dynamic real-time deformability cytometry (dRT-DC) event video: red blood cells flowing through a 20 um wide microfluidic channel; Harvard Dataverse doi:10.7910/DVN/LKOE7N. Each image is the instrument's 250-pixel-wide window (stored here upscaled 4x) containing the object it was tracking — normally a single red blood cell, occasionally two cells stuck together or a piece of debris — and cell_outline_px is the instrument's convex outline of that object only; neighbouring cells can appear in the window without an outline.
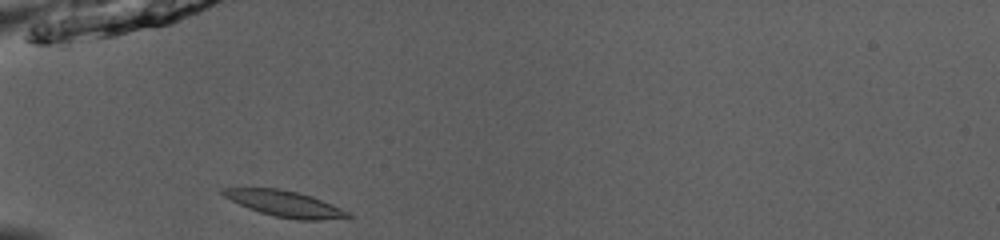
{"species": "common noctule bat (a hibernating species)", "species_latin": "Nyctalus noctula", "temperature_condition": "room temperature", "stored_images_in_passage": 35, "camera_frame_rate_fps": 3000, "um_per_image_px": 0.085, "animal": {"sex": "male", "body_mass_g": 13.0, "forearm_length_mm": 53.1}, "frame": {"image": 1, "passage_image": 1, "time_ms": 0.0, "image_size_px": [1000, 240], "cell_outline_px": [[356, 216], [320, 220], [300, 220], [272, 216], [248, 208], [224, 196], [220, 192], [220, 188], [280, 188], [312, 196], [340, 208]], "centroid_in_image_um": [24.2, 17.32], "position_along_channel_um": 60.8, "area_um2": 18.73}}
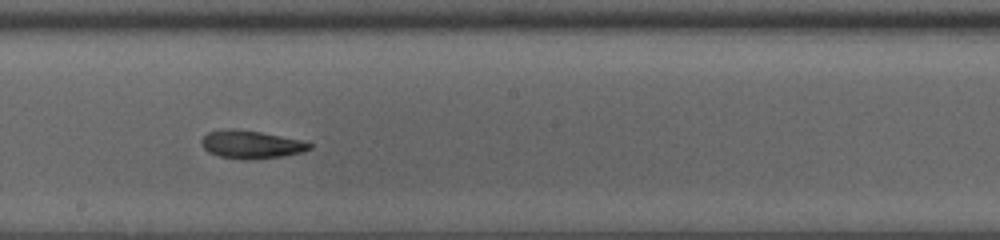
{"frame": {"image": 2, "passage_image": 14, "time_ms": 4.333, "image_size_px": [1000, 240], "cell_outline_px": [[312, 148], [304, 152], [284, 156], [248, 160], [244, 160], [220, 156], [208, 152], [204, 148], [200, 140], [208, 132], [228, 128], [232, 128], [260, 132], [300, 140], [312, 144]], "centroid_in_image_um": [21.34, 12.29], "position_along_channel_um": 226.9, "area_um2": 17.63}}
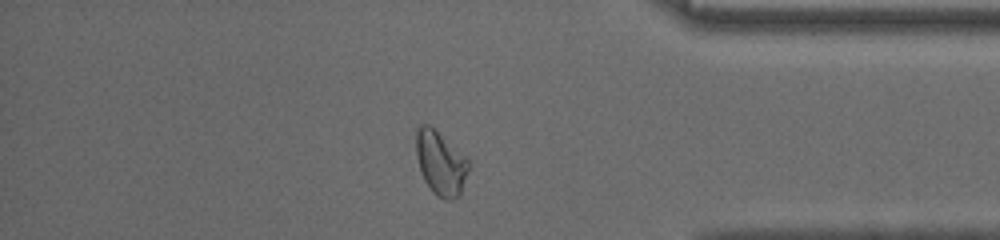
{"frame": {"image": 3, "passage_image": 28, "time_ms": 9.0, "image_size_px": [1000, 240], "cell_outline_px": [[472, 164], [460, 196], [452, 200], [444, 200], [436, 196], [432, 192], [424, 180], [416, 156], [416, 128], [420, 124], [428, 124], [468, 156]], "centroid_in_image_um": [37.5, 13.88], "position_along_channel_um": 397.7, "area_um2": 20.23}, "authors_computed_cell_mechanics": {"area_um2": 17.8602, "velocity_mm_per_s": 3.9851, "shape_relaxation_time_tau1_ms": 9.738, "shape_relaxation_time_tau2_ms": 2.9553, "deformation_change_tau1": 0.2304, "deformation_change_tau2": 0.099}}